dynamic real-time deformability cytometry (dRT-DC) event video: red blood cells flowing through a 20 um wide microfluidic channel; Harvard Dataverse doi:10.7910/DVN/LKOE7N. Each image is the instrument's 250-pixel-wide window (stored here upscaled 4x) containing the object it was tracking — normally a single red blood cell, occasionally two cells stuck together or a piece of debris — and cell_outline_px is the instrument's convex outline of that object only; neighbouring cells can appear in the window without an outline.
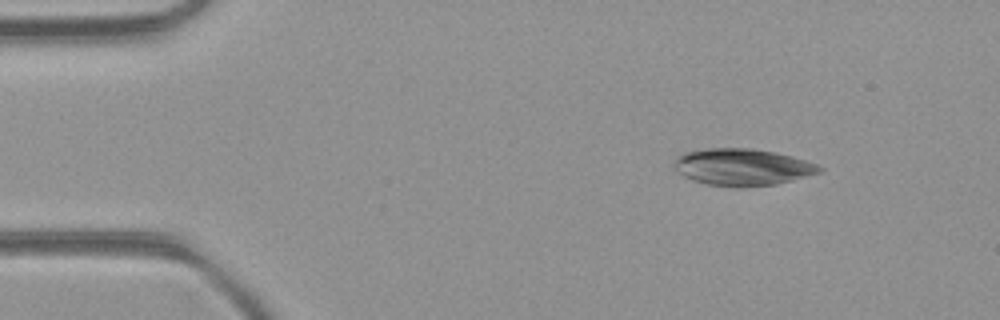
{"species": "common noctule bat (a hibernating species)", "species_latin": "Nyctalus noctula", "temperature_condition": "room temperature", "stored_images_in_passage": 4, "camera_frame_rate_fps": 3000, "um_per_image_px": 0.085, "animal": {"sex": "female", "body_mass_g": 21.9}, "frame": {"image": 1, "passage_image": 2, "time_ms": 0.333, "image_size_px": [1000, 320], "cell_outline_px": [[824, 168], [820, 172], [776, 184], [740, 188], [736, 188], [708, 184], [684, 176], [672, 164], [676, 156], [684, 152], [704, 148], [752, 148], [776, 152], [792, 156], [816, 164]], "centroid_in_image_um": [63.08, 14.19], "position_along_channel_um": 21.9, "area_um2": 31.21}}